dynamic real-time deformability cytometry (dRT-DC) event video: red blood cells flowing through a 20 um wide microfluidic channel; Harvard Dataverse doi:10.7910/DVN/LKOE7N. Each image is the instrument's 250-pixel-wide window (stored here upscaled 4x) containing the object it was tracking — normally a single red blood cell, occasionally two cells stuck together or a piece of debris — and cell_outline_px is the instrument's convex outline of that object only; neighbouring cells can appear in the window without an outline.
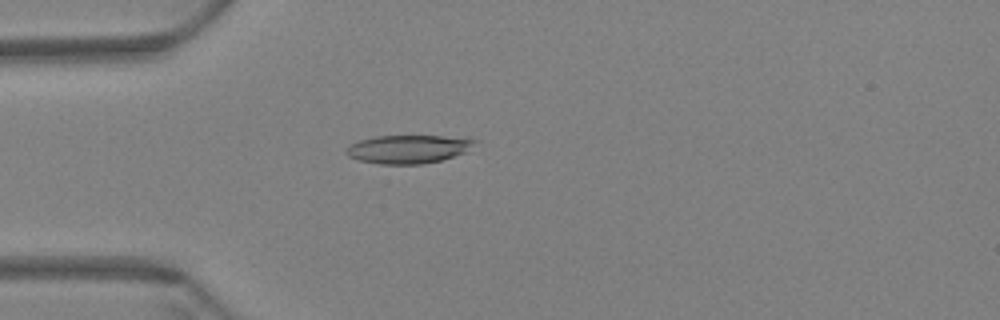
{"species": "Egyptian fruit bat (a non-hibernating species)", "species_latin": "Rousettus aegyptiacus", "temperature_condition": "warm", "stored_images_in_passage": 59, "camera_frame_rate_fps": 3000, "um_per_image_px": 0.085, "animal": {"sex": "female"}, "frame": {"image": 1, "passage_image": 17, "time_ms": 5.333, "image_size_px": [1000, 320], "cell_outline_px": [[476, 140], [468, 152], [440, 160], [424, 164], [380, 164], [356, 160], [348, 156], [344, 152], [352, 144], [360, 140], [376, 136], [468, 136]], "centroid_in_image_um": [34.75, 12.67], "position_along_channel_um": 50.3, "area_um2": 21.44}}
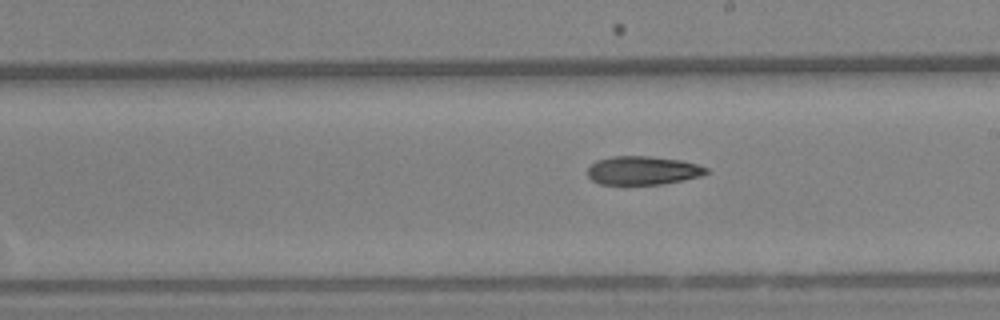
{"frame": {"image": 2, "passage_image": 34, "time_ms": 11.0, "image_size_px": [1000, 320], "cell_outline_px": [[708, 172], [700, 176], [684, 180], [660, 184], [600, 184], [592, 180], [588, 176], [588, 168], [596, 160], [612, 156], [648, 156], [680, 160], [696, 164], [708, 168]], "centroid_in_image_um": [54.62, 14.49], "position_along_channel_um": 234.4, "area_um2": 19.65}}
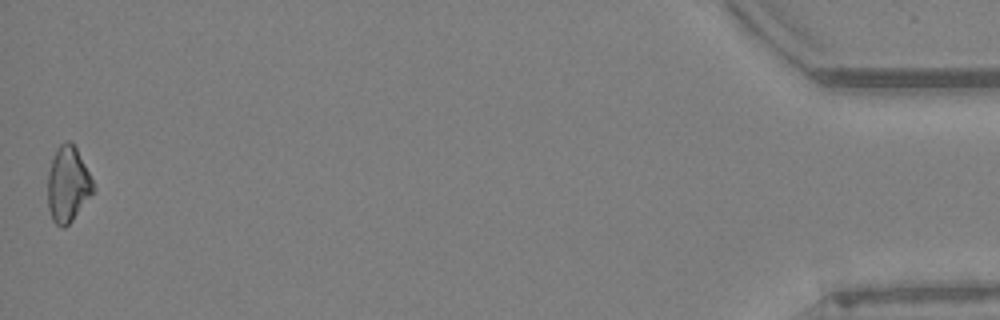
{"frame": {"image": 3, "passage_image": 59, "time_ms": 19.333, "image_size_px": [1000, 320], "cell_outline_px": [[96, 188], [72, 220], [64, 228], [60, 228], [52, 220], [48, 208], [48, 172], [56, 148], [60, 144], [68, 140], [76, 148]], "centroid_in_image_um": [5.75, 15.69], "position_along_channel_um": 429.5, "area_um2": 19.77}}